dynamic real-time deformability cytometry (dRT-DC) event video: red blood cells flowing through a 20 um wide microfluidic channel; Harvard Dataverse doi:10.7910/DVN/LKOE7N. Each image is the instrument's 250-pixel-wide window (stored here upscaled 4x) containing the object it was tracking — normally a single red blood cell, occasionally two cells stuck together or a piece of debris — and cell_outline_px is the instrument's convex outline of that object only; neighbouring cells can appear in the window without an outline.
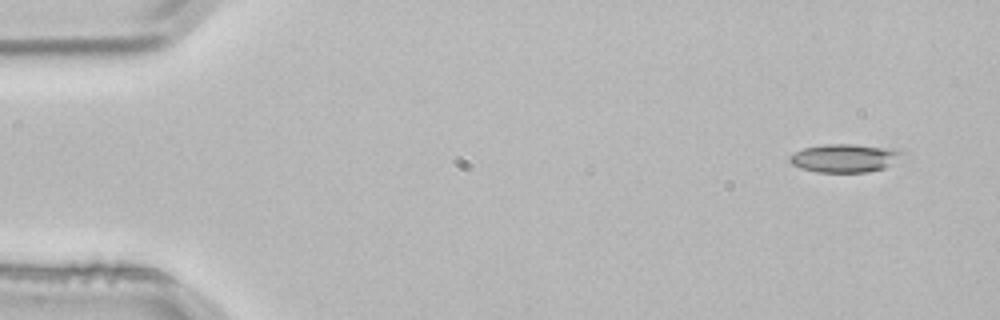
{"species": "common noctule bat (a hibernating species)", "species_latin": "Nyctalus noctula", "temperature_condition": "room temperature", "stored_images_in_passage": 2, "camera_frame_rate_fps": 3000, "um_per_image_px": 0.085, "animal": {"sex": "male", "body_mass_g": 21.5, "forearm_length_mm": 52.0}, "frame": {"image": 1, "passage_image": 1, "time_ms": 0.0, "image_size_px": [1000, 320], "cell_outline_px": [[908, 152], [884, 168], [868, 172], [816, 172], [800, 168], [792, 164], [788, 160], [788, 156], [804, 148], [824, 144], [852, 144], [900, 148]], "centroid_in_image_um": [71.84, 13.42], "position_along_channel_um": 13.2, "area_um2": 18.84}}